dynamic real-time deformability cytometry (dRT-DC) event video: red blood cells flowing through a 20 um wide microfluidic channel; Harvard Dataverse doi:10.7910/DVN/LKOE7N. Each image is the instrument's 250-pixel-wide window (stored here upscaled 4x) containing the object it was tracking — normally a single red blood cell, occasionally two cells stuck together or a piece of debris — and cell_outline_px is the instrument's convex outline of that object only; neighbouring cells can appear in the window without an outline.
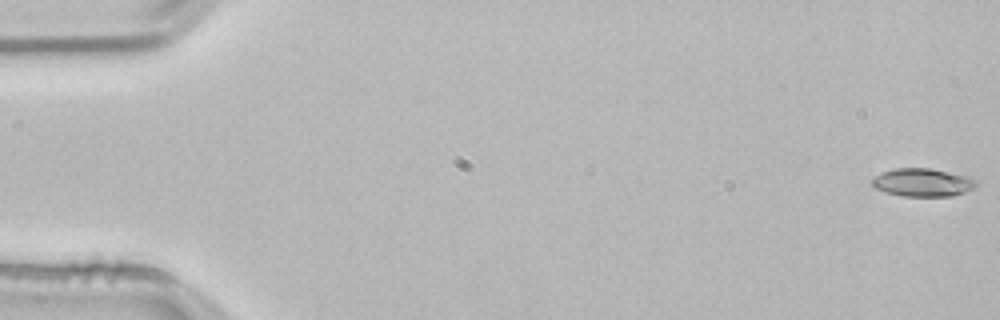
{"species": "common noctule bat (a hibernating species)", "species_latin": "Nyctalus noctula", "temperature_condition": "room temperature", "stored_images_in_passage": 16, "camera_frame_rate_fps": 3000, "um_per_image_px": 0.085, "animal": {"sex": "male", "body_mass_g": 21.5, "forearm_length_mm": 52.0}, "frame": {"image": 1, "passage_image": 1, "time_ms": 0.0, "image_size_px": [1000, 320], "cell_outline_px": [[976, 188], [952, 196], [904, 196], [888, 192], [876, 188], [872, 184], [872, 180], [876, 176], [884, 172], [896, 168], [932, 168], [972, 176], [976, 180]], "centroid_in_image_um": [78.51, 15.5], "position_along_channel_um": 6.5, "area_um2": 17.05}}
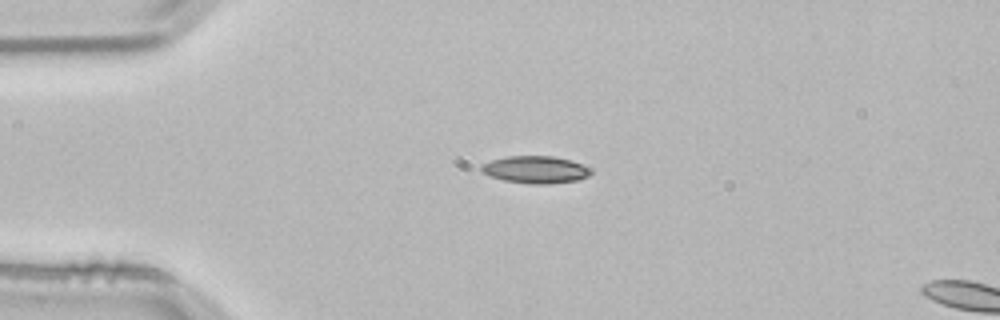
{"frame": {"image": 2, "passage_image": 13, "time_ms": 4.0, "image_size_px": [1000, 320], "cell_outline_px": [[592, 172], [588, 176], [580, 180], [552, 184], [532, 184], [504, 180], [480, 172], [480, 164], [492, 160], [508, 156], [552, 156], [572, 160], [592, 168]], "centroid_in_image_um": [45.55, 14.42], "position_along_channel_um": 39.4, "area_um2": 17.63}}